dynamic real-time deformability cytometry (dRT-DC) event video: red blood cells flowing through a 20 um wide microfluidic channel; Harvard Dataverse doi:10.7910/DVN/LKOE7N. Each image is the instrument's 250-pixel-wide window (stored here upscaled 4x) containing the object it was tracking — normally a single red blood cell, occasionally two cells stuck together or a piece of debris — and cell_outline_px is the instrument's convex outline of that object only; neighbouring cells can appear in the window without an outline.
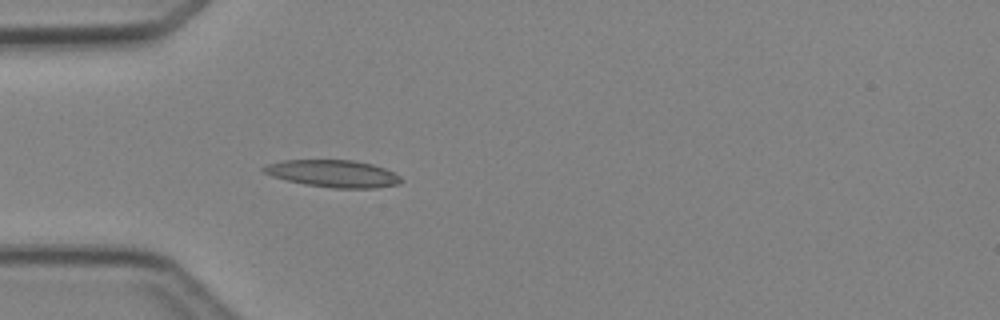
{"species": "Egyptian fruit bat (a non-hibernating species)", "species_latin": "Rousettus aegyptiacus", "temperature_condition": "cold", "stored_images_in_passage": 3, "camera_frame_rate_fps": 3000, "um_per_image_px": 0.085, "animal": {"sex": "female"}, "frame": {"image": 1, "passage_image": 3, "time_ms": 2.333, "image_size_px": [1000, 320], "cell_outline_px": [[404, 180], [400, 184], [376, 188], [332, 188], [304, 184], [272, 176], [264, 172], [260, 168], [264, 164], [284, 160], [352, 160], [372, 164], [384, 168], [400, 176]], "centroid_in_image_um": [28.31, 14.75], "position_along_channel_um": 56.7, "area_um2": 21.85}}